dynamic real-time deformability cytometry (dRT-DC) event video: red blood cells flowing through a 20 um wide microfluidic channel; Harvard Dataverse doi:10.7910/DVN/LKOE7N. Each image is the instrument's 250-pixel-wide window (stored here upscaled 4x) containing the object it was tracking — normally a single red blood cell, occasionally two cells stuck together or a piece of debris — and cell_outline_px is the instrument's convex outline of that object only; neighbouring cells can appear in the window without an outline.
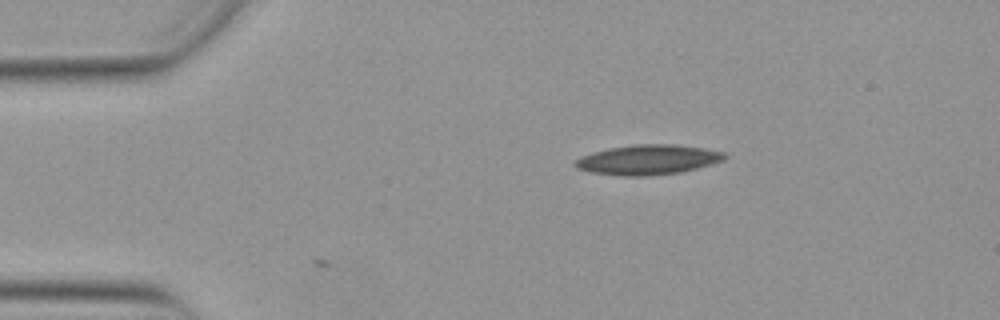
{"species": "Egyptian fruit bat (a non-hibernating species)", "species_latin": "Rousettus aegyptiacus", "temperature_condition": "warm", "stored_images_in_passage": 2, "camera_frame_rate_fps": 3000, "um_per_image_px": 0.085, "animal": {"sex": "female"}, "frame": {"image": 1, "passage_image": 1, "time_ms": 0.0, "image_size_px": [1000, 320], "cell_outline_px": [[728, 156], [724, 160], [696, 168], [680, 172], [644, 176], [624, 176], [588, 172], [576, 168], [572, 164], [576, 160], [592, 152], [632, 144], [676, 144], [704, 148], [724, 152]], "centroid_in_image_um": [55.07, 13.57], "position_along_channel_um": 29.9, "area_um2": 25.95}}